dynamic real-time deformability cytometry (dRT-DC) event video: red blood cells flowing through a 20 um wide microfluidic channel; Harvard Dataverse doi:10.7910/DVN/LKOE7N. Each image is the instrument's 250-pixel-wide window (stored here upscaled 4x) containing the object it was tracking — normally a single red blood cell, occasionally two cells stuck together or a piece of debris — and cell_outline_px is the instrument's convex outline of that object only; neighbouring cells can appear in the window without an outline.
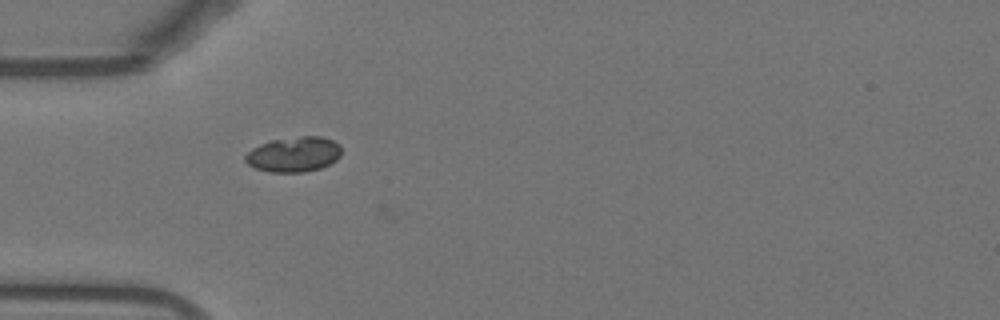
{"species": "Egyptian fruit bat (a non-hibernating species)", "species_latin": "Rousettus aegyptiacus", "temperature_condition": "warm", "stored_images_in_passage": 38, "camera_frame_rate_fps": 3000, "um_per_image_px": 0.085, "animal": {"sex": "female"}, "frame": {"image": 1, "passage_image": 1, "time_ms": 0.0, "image_size_px": [1000, 320], "cell_outline_px": [[340, 156], [336, 160], [320, 168], [304, 172], [268, 172], [256, 168], [248, 164], [244, 160], [244, 156], [252, 148], [260, 144], [272, 140], [300, 136], [320, 136], [332, 140], [340, 144]], "centroid_in_image_um": [24.96, 13.12], "position_along_channel_um": 60.0, "area_um2": 19.65}}
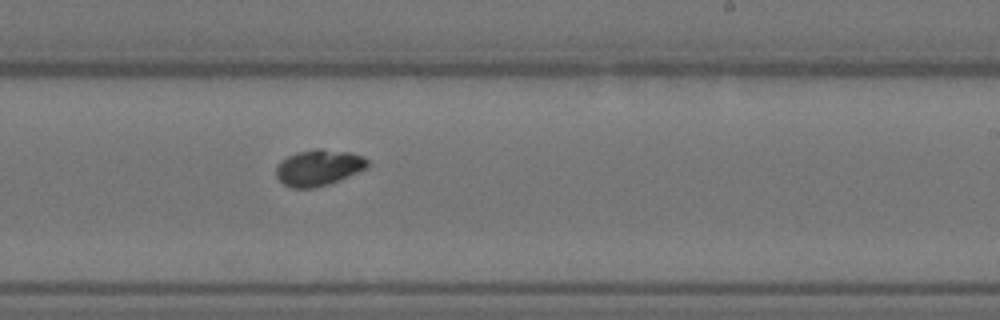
{"frame": {"image": 2, "passage_image": 17, "time_ms": 5.333, "image_size_px": [1000, 320], "cell_outline_px": [[368, 168], [340, 180], [328, 184], [312, 188], [292, 188], [284, 184], [276, 176], [276, 168], [280, 160], [296, 152], [316, 148], [320, 148], [352, 152], [364, 156], [368, 160]], "centroid_in_image_um": [27.1, 14.23], "position_along_channel_um": 261.9, "area_um2": 19.48}}
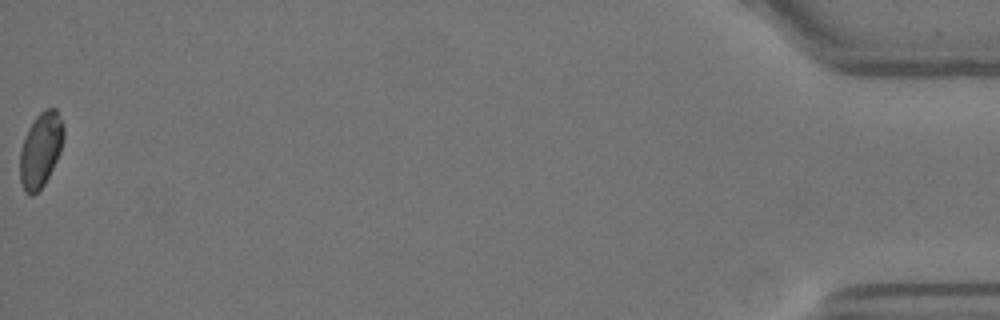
{"frame": {"image": 3, "passage_image": 38, "time_ms": 12.333, "image_size_px": [1000, 320], "cell_outline_px": [[64, 136], [60, 152], [44, 184], [32, 196], [28, 196], [24, 192], [20, 180], [20, 148], [24, 136], [28, 128], [36, 116], [44, 108], [56, 108], [60, 116], [64, 128]], "centroid_in_image_um": [3.44, 12.72], "position_along_channel_um": 431.8, "area_um2": 19.13}, "authors_computed_cell_mechanics": {"area_um2": 18.9873, "velocity_mm_per_s": 3.8426, "shape_relaxation_time_tau1_ms": 3.9513, "shape_relaxation_time_tau2_ms": null, "deformation_change_tau1": 0.0944, "deformation_change_tau2": null}}